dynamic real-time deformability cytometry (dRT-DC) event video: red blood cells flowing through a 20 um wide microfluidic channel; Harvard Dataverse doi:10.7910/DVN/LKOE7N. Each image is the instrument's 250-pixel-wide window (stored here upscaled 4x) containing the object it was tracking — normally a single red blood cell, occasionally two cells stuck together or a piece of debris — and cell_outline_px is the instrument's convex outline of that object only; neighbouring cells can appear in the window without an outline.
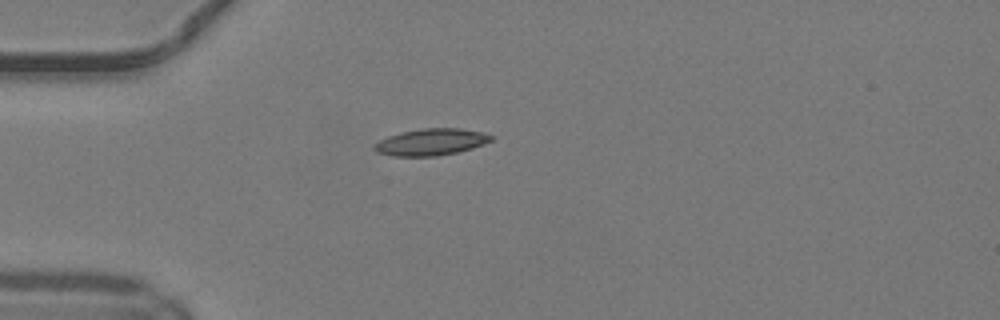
{"species": "common noctule bat (a hibernating species)", "species_latin": "Nyctalus noctula", "temperature_condition": "warm", "stored_images_in_passage": 37, "camera_frame_rate_fps": 3000, "um_per_image_px": 0.085, "animal": {"sex": "male", "body_mass_g": 19.2, "forearm_length_mm": 51.8}, "frame": {"image": 1, "passage_image": 1, "time_ms": 0.0, "image_size_px": [1000, 320], "cell_outline_px": [[492, 140], [484, 144], [472, 148], [456, 152], [436, 156], [392, 156], [376, 152], [372, 148], [380, 140], [388, 136], [400, 132], [424, 128], [460, 128], [480, 132], [492, 136]], "centroid_in_image_um": [36.61, 12.07], "position_along_channel_um": 48.4, "area_um2": 18.03}}
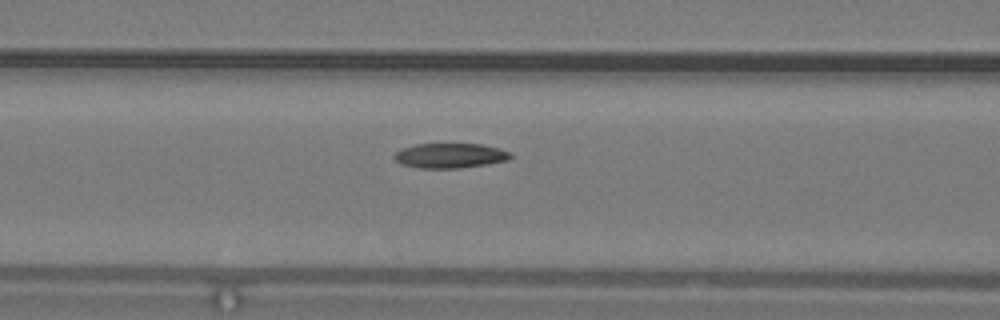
{"frame": {"image": 2, "passage_image": 8, "time_ms": 2.333, "image_size_px": [1000, 320], "cell_outline_px": [[512, 156], [508, 160], [488, 164], [460, 168], [416, 168], [400, 164], [392, 156], [396, 152], [404, 148], [416, 144], [480, 144], [500, 148], [512, 152]], "centroid_in_image_um": [38.27, 13.23], "position_along_channel_um": 128.3, "area_um2": 16.94}}
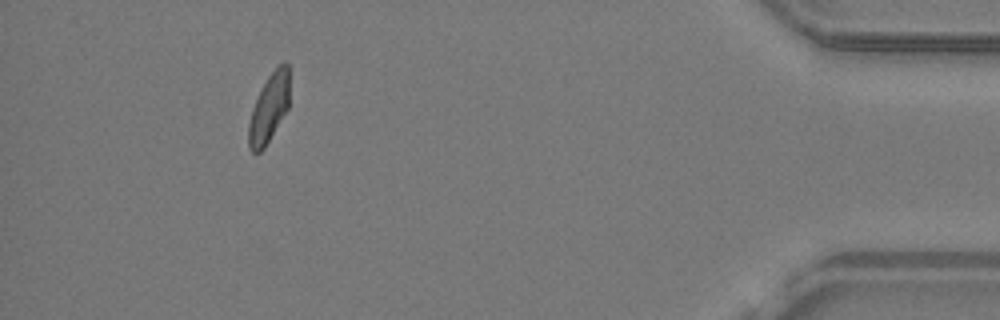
{"frame": {"image": 3, "passage_image": 33, "time_ms": 10.667, "image_size_px": [1000, 320], "cell_outline_px": [[288, 108], [264, 148], [260, 152], [252, 152], [248, 148], [248, 124], [252, 108], [260, 88], [268, 76], [284, 60], [288, 64]], "centroid_in_image_um": [22.83, 9.2], "position_along_channel_um": 412.4, "area_um2": 16.24}, "authors_computed_cell_mechanics": {"area_um2": 17.2822, "velocity_mm_per_s": 4.1397, "shape_relaxation_time_tau1_ms": null, "shape_relaxation_time_tau2_ms": 3.2337, "deformation_change_tau1": null, "deformation_change_tau2": 0.0924}}